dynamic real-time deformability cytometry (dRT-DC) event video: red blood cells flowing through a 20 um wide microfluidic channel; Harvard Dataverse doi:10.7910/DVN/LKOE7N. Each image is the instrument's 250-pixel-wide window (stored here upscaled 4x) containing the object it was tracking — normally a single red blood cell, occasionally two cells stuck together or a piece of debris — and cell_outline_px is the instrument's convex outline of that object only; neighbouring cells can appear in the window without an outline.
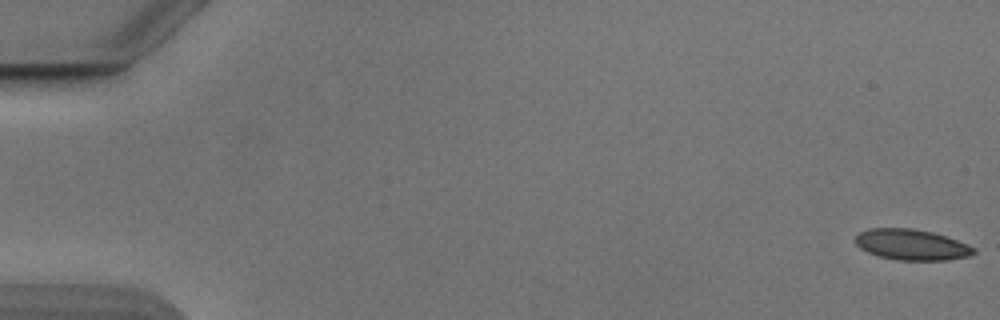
{"species": "Egyptian fruit bat (a non-hibernating species)", "species_latin": "Rousettus aegyptiacus", "temperature_condition": "cold", "stored_images_in_passage": 8, "camera_frame_rate_fps": 3000, "um_per_image_px": 0.085, "animal": {"sex": "male"}, "frame": {"image": 1, "passage_image": 1, "time_ms": 0.0, "image_size_px": [1000, 320], "cell_outline_px": [[976, 252], [968, 256], [948, 260], [896, 260], [880, 256], [868, 252], [860, 248], [852, 240], [860, 232], [868, 228], [912, 228], [932, 232], [968, 244], [976, 248]], "centroid_in_image_um": [77.46, 20.79], "position_along_channel_um": 7.5, "area_um2": 21.27}}